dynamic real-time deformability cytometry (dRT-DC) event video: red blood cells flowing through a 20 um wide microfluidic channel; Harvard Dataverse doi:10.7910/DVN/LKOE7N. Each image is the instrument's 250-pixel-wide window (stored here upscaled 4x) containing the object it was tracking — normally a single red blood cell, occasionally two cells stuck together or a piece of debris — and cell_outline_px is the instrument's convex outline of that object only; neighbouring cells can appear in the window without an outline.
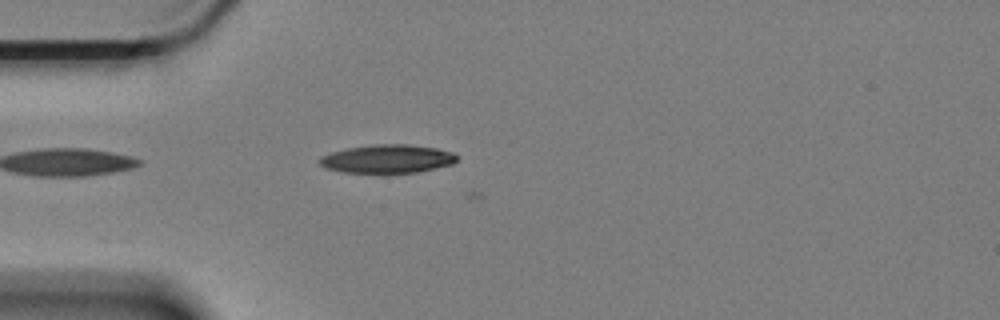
{"species": "Egyptian fruit bat (a non-hibernating species)", "species_latin": "Rousettus aegyptiacus", "temperature_condition": "cold", "stored_images_in_passage": 26, "camera_frame_rate_fps": 3000, "um_per_image_px": 0.085, "animal": {"sex": "female"}, "frame": {"image": 1, "passage_image": 1, "time_ms": 0.0, "image_size_px": [1000, 320], "cell_outline_px": [[460, 156], [452, 164], [416, 172], [344, 172], [328, 168], [320, 164], [320, 156], [332, 152], [348, 148], [372, 144], [408, 144], [436, 148], [452, 152]], "centroid_in_image_um": [32.96, 13.48], "position_along_channel_um": 52.0, "area_um2": 22.43}}
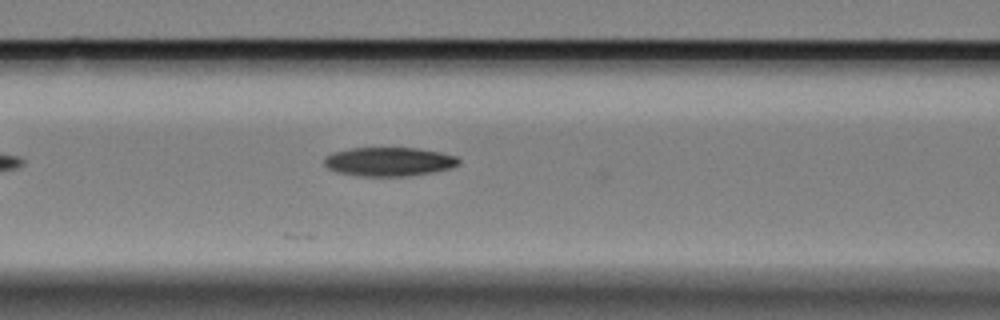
{"frame": {"image": 2, "passage_image": 9, "time_ms": 2.667, "image_size_px": [1000, 320], "cell_outline_px": [[460, 164], [448, 168], [428, 172], [404, 176], [356, 176], [336, 172], [328, 168], [324, 164], [324, 156], [332, 152], [352, 148], [416, 148], [440, 152], [456, 156], [460, 160]], "centroid_in_image_um": [33.0, 13.73], "position_along_channel_um": 133.6, "area_um2": 22.54}}
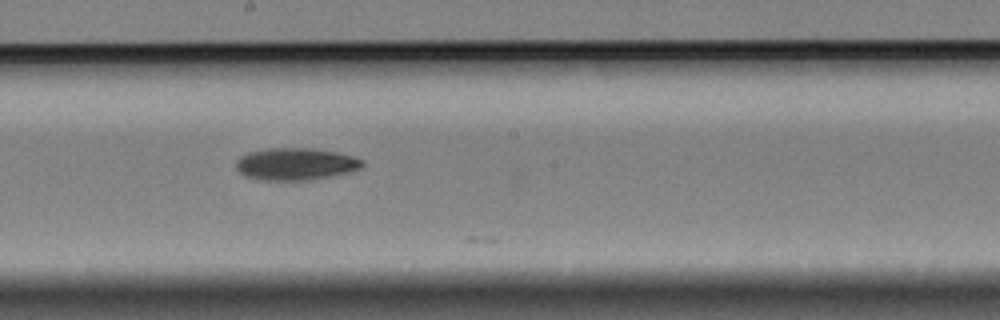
{"frame": {"image": 3, "passage_image": 17, "time_ms": 5.333, "image_size_px": [1000, 320], "cell_outline_px": [[364, 164], [360, 168], [348, 172], [332, 176], [308, 180], [256, 180], [244, 176], [236, 168], [236, 160], [240, 156], [248, 152], [272, 148], [308, 148], [336, 152], [352, 156], [364, 160]], "centroid_in_image_um": [25.1, 13.95], "position_along_channel_um": 223.1, "area_um2": 23.7}}